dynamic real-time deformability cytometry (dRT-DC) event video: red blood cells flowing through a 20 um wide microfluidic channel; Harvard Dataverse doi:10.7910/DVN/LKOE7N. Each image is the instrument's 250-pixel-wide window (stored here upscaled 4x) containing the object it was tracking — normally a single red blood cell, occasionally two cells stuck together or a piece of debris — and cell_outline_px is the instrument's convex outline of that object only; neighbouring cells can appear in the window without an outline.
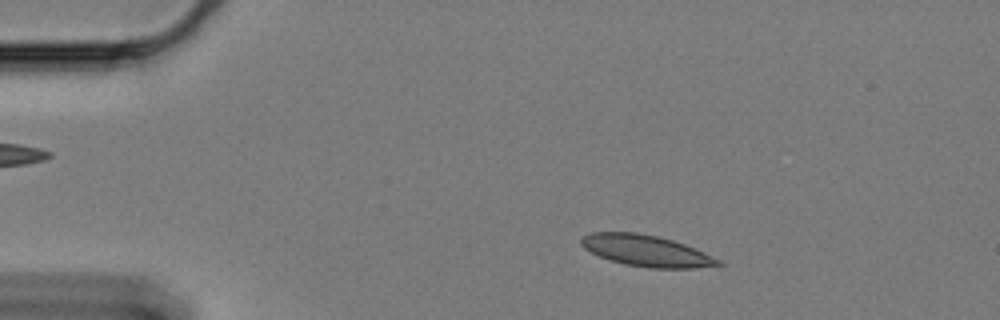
{"species": "Egyptian fruit bat (a non-hibernating species)", "species_latin": "Rousettus aegyptiacus", "temperature_condition": "cold", "stored_images_in_passage": 55, "camera_frame_rate_fps": 3000, "um_per_image_px": 0.085, "animal": {"sex": "female"}, "frame": {"image": 1, "passage_image": 4, "time_ms": 1.0, "image_size_px": [1000, 320], "cell_outline_px": [[724, 264], [696, 268], [648, 268], [624, 264], [600, 256], [584, 248], [580, 244], [580, 236], [592, 232], [636, 232], [656, 236], [672, 240], [684, 244], [704, 252], [720, 260]], "centroid_in_image_um": [54.91, 21.31], "position_along_channel_um": 30.1, "area_um2": 24.85}}
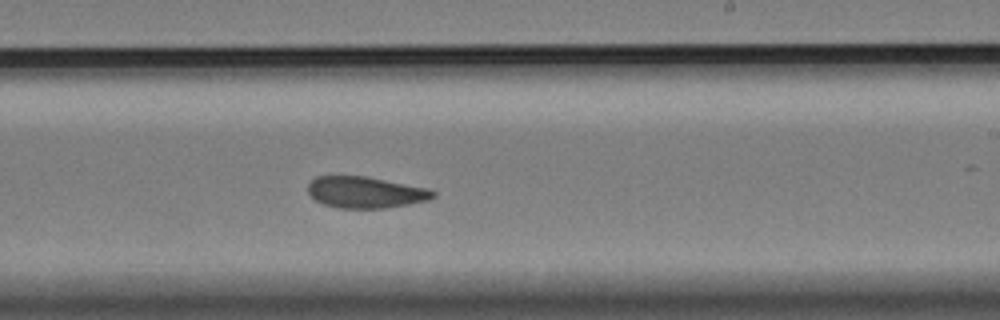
{"frame": {"image": 2, "passage_image": 30, "time_ms": 9.667, "image_size_px": [1000, 320], "cell_outline_px": [[436, 196], [428, 200], [408, 204], [384, 208], [336, 208], [324, 204], [316, 200], [308, 192], [308, 184], [316, 176], [368, 176], [428, 188], [436, 192]], "centroid_in_image_um": [31.08, 16.34], "position_along_channel_um": 257.9, "area_um2": 22.95}}
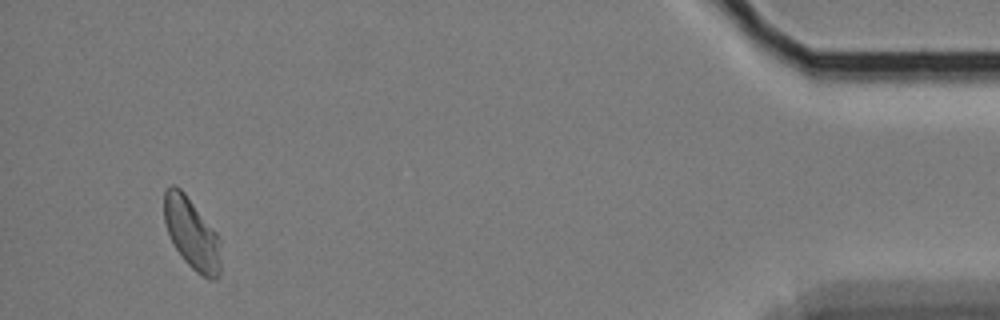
{"frame": {"image": 3, "passage_image": 51, "time_ms": 16.667, "image_size_px": [1000, 320], "cell_outline_px": [[220, 276], [216, 280], [208, 280], [196, 272], [184, 260], [176, 248], [168, 232], [164, 220], [164, 192], [172, 184], [180, 188], [184, 192], [216, 232], [220, 240]], "centroid_in_image_um": [16.32, 19.88], "position_along_channel_um": 418.9, "area_um2": 23.35}, "authors_computed_cell_mechanics": {"area_um2": 23.987, "velocity_mm_per_s": 3.2767, "shape_relaxation_time_tau1_ms": 8.5615, "shape_relaxation_time_tau2_ms": 2.9257, "deformation_change_tau1": 0.1447, "deformation_change_tau2": 0.0678}}